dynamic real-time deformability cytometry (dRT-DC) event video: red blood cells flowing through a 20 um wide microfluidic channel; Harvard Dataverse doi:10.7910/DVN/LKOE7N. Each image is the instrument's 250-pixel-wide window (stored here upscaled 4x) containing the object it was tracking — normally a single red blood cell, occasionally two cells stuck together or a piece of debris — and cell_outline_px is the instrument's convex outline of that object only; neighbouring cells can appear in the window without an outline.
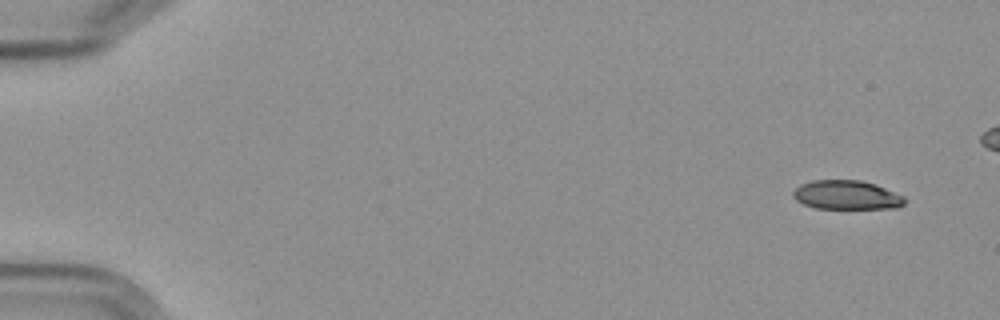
{"species": "Egyptian fruit bat (a non-hibernating species)", "species_latin": "Rousettus aegyptiacus", "temperature_condition": "cold", "stored_images_in_passage": 14, "camera_frame_rate_fps": 3000, "um_per_image_px": 0.085, "frame": {"image": 1, "passage_image": 1, "time_ms": 0.0, "image_size_px": [1000, 320], "cell_outline_px": [[904, 204], [896, 208], [816, 208], [804, 204], [796, 200], [792, 196], [792, 192], [800, 184], [812, 180], [860, 180], [876, 184], [904, 196]], "centroid_in_image_um": [71.94, 16.56], "position_along_channel_um": 13.1, "area_um2": 18.84}}
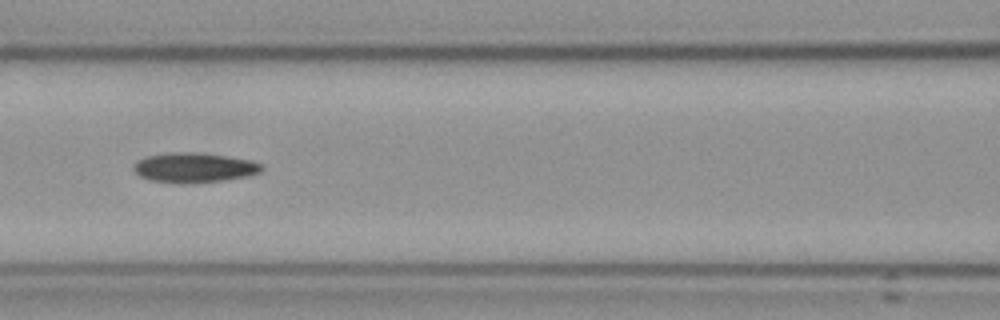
{"frame": {"image": 2, "passage_image": 7, "time_ms": 7.667, "image_size_px": [1000, 320], "cell_outline_px": [[264, 168], [260, 172], [248, 176], [224, 180], [184, 184], [148, 180], [140, 176], [132, 168], [132, 164], [136, 160], [148, 156], [172, 152], [192, 152], [224, 156], [252, 160], [260, 164]], "centroid_in_image_um": [16.46, 14.25], "position_along_channel_um": 150.1, "area_um2": 22.25}}